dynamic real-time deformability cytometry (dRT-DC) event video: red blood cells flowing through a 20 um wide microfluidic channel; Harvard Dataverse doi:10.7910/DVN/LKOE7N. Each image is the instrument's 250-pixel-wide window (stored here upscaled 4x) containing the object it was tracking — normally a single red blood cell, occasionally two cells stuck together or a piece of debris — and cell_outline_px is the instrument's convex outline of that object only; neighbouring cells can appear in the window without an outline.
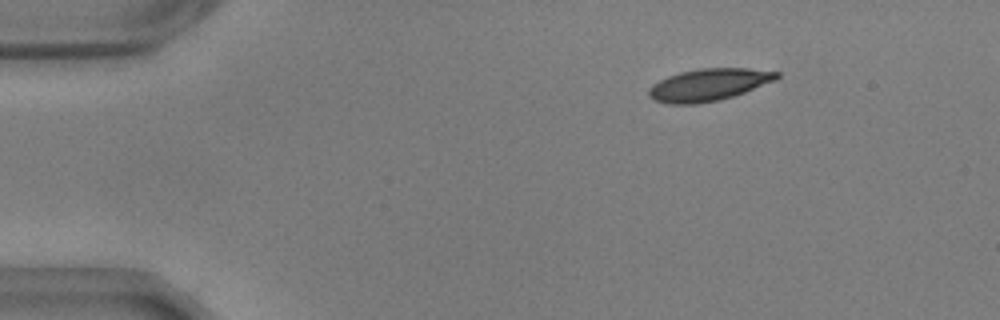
{"species": "common noctule bat (a hibernating species)", "species_latin": "Nyctalus noctula", "temperature_condition": "warm", "stored_images_in_passage": 11, "camera_frame_rate_fps": 3000, "um_per_image_px": 0.085, "animal": {"sex": "male", "body_mass_g": 17.9, "forearm_length_mm": 54.2}, "frame": {"image": 1, "passage_image": 11, "time_ms": 3.333, "image_size_px": [1000, 320], "cell_outline_px": [[780, 76], [776, 80], [744, 92], [720, 100], [696, 104], [668, 104], [656, 100], [648, 96], [648, 88], [652, 84], [668, 76], [680, 72], [700, 68], [748, 68], [780, 72]], "centroid_in_image_um": [60.23, 7.2], "position_along_channel_um": 24.8, "area_um2": 23.99}}